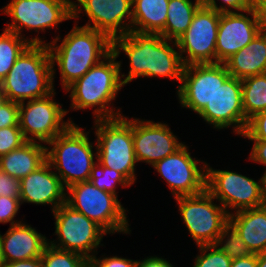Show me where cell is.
<instances>
[{"instance_id":"obj_1","label":"cell","mask_w":266,"mask_h":267,"mask_svg":"<svg viewBox=\"0 0 266 267\" xmlns=\"http://www.w3.org/2000/svg\"><path fill=\"white\" fill-rule=\"evenodd\" d=\"M117 48L123 49L130 59L131 69L121 81L123 85L139 76H163L181 82L185 67L183 57L160 34L130 30L112 40V49Z\"/></svg>"},{"instance_id":"obj_2","label":"cell","mask_w":266,"mask_h":267,"mask_svg":"<svg viewBox=\"0 0 266 267\" xmlns=\"http://www.w3.org/2000/svg\"><path fill=\"white\" fill-rule=\"evenodd\" d=\"M53 71L48 44H30L0 82L4 98L21 103L50 95Z\"/></svg>"},{"instance_id":"obj_3","label":"cell","mask_w":266,"mask_h":267,"mask_svg":"<svg viewBox=\"0 0 266 267\" xmlns=\"http://www.w3.org/2000/svg\"><path fill=\"white\" fill-rule=\"evenodd\" d=\"M48 48L52 64L55 60L58 63L66 89L98 64L99 57L105 58L112 51V41L105 34L83 26L74 27L55 50L51 45Z\"/></svg>"},{"instance_id":"obj_4","label":"cell","mask_w":266,"mask_h":267,"mask_svg":"<svg viewBox=\"0 0 266 267\" xmlns=\"http://www.w3.org/2000/svg\"><path fill=\"white\" fill-rule=\"evenodd\" d=\"M118 54L119 49H112L105 57L110 59L108 63L100 61L66 88V90L72 89L70 96L72 107L84 109L100 105V108L95 110L98 119H111L116 116L117 113L114 115L105 104L113 100L117 91L123 86L119 76L120 63L114 61Z\"/></svg>"},{"instance_id":"obj_5","label":"cell","mask_w":266,"mask_h":267,"mask_svg":"<svg viewBox=\"0 0 266 267\" xmlns=\"http://www.w3.org/2000/svg\"><path fill=\"white\" fill-rule=\"evenodd\" d=\"M47 144L54 145L50 151L47 148V162L58 170L66 187L89 180L95 162L93 147L84 131L72 123Z\"/></svg>"},{"instance_id":"obj_6","label":"cell","mask_w":266,"mask_h":267,"mask_svg":"<svg viewBox=\"0 0 266 267\" xmlns=\"http://www.w3.org/2000/svg\"><path fill=\"white\" fill-rule=\"evenodd\" d=\"M119 113L115 118L97 119V157L102 166L121 173L131 184L135 181L137 161L132 137V121Z\"/></svg>"},{"instance_id":"obj_7","label":"cell","mask_w":266,"mask_h":267,"mask_svg":"<svg viewBox=\"0 0 266 267\" xmlns=\"http://www.w3.org/2000/svg\"><path fill=\"white\" fill-rule=\"evenodd\" d=\"M207 191L192 196L177 197L184 222L198 246L221 244L228 234V217L224 207L212 203Z\"/></svg>"},{"instance_id":"obj_8","label":"cell","mask_w":266,"mask_h":267,"mask_svg":"<svg viewBox=\"0 0 266 267\" xmlns=\"http://www.w3.org/2000/svg\"><path fill=\"white\" fill-rule=\"evenodd\" d=\"M72 198L66 204L96 222L106 232L128 231L125 210L117 196L100 190L91 182H78L67 187Z\"/></svg>"},{"instance_id":"obj_9","label":"cell","mask_w":266,"mask_h":267,"mask_svg":"<svg viewBox=\"0 0 266 267\" xmlns=\"http://www.w3.org/2000/svg\"><path fill=\"white\" fill-rule=\"evenodd\" d=\"M4 11L13 17L6 30L19 35L22 27L45 30L64 20L78 18L76 14L81 10L69 0H12Z\"/></svg>"},{"instance_id":"obj_10","label":"cell","mask_w":266,"mask_h":267,"mask_svg":"<svg viewBox=\"0 0 266 267\" xmlns=\"http://www.w3.org/2000/svg\"><path fill=\"white\" fill-rule=\"evenodd\" d=\"M53 212L56 218L55 233L58 234L62 247H57L54 243L51 246L78 253L90 260L92 255L90 256L88 252L100 244L101 236L107 232L96 222L66 203L61 204Z\"/></svg>"},{"instance_id":"obj_11","label":"cell","mask_w":266,"mask_h":267,"mask_svg":"<svg viewBox=\"0 0 266 267\" xmlns=\"http://www.w3.org/2000/svg\"><path fill=\"white\" fill-rule=\"evenodd\" d=\"M219 19L220 12L203 5L196 11L187 31L174 43L181 53H188V56L182 59L185 66L215 63L212 58L216 59Z\"/></svg>"},{"instance_id":"obj_12","label":"cell","mask_w":266,"mask_h":267,"mask_svg":"<svg viewBox=\"0 0 266 267\" xmlns=\"http://www.w3.org/2000/svg\"><path fill=\"white\" fill-rule=\"evenodd\" d=\"M206 190L221 201L222 207L240 208L238 211L265 205L263 184L243 175L216 171L206 167Z\"/></svg>"},{"instance_id":"obj_13","label":"cell","mask_w":266,"mask_h":267,"mask_svg":"<svg viewBox=\"0 0 266 267\" xmlns=\"http://www.w3.org/2000/svg\"><path fill=\"white\" fill-rule=\"evenodd\" d=\"M229 77L224 63L186 65L181 80L183 85L178 90L181 104L199 113L212 100L219 85Z\"/></svg>"},{"instance_id":"obj_14","label":"cell","mask_w":266,"mask_h":267,"mask_svg":"<svg viewBox=\"0 0 266 267\" xmlns=\"http://www.w3.org/2000/svg\"><path fill=\"white\" fill-rule=\"evenodd\" d=\"M52 94L53 92L46 97L29 100L26 108L24 102L19 103V127L26 141L35 140L27 136L31 133L40 141L48 143L72 124L62 123L59 127L67 112L52 100Z\"/></svg>"},{"instance_id":"obj_15","label":"cell","mask_w":266,"mask_h":267,"mask_svg":"<svg viewBox=\"0 0 266 267\" xmlns=\"http://www.w3.org/2000/svg\"><path fill=\"white\" fill-rule=\"evenodd\" d=\"M196 162L187 152V147L182 145L152 166L167 180L177 198L197 195L206 190L207 174L198 169Z\"/></svg>"},{"instance_id":"obj_16","label":"cell","mask_w":266,"mask_h":267,"mask_svg":"<svg viewBox=\"0 0 266 267\" xmlns=\"http://www.w3.org/2000/svg\"><path fill=\"white\" fill-rule=\"evenodd\" d=\"M198 114L219 129L235 123V131L243 134L248 120L243 111L241 79L230 76Z\"/></svg>"},{"instance_id":"obj_17","label":"cell","mask_w":266,"mask_h":267,"mask_svg":"<svg viewBox=\"0 0 266 267\" xmlns=\"http://www.w3.org/2000/svg\"><path fill=\"white\" fill-rule=\"evenodd\" d=\"M246 12L252 15L253 20L232 11L220 13L215 63H224L261 32L257 9L252 8Z\"/></svg>"},{"instance_id":"obj_18","label":"cell","mask_w":266,"mask_h":267,"mask_svg":"<svg viewBox=\"0 0 266 267\" xmlns=\"http://www.w3.org/2000/svg\"><path fill=\"white\" fill-rule=\"evenodd\" d=\"M227 241L236 251L252 254L266 252V205L229 214Z\"/></svg>"},{"instance_id":"obj_19","label":"cell","mask_w":266,"mask_h":267,"mask_svg":"<svg viewBox=\"0 0 266 267\" xmlns=\"http://www.w3.org/2000/svg\"><path fill=\"white\" fill-rule=\"evenodd\" d=\"M132 137L137 161L154 165L173 154L183 144L170 132L167 125L151 121L132 120Z\"/></svg>"},{"instance_id":"obj_20","label":"cell","mask_w":266,"mask_h":267,"mask_svg":"<svg viewBox=\"0 0 266 267\" xmlns=\"http://www.w3.org/2000/svg\"><path fill=\"white\" fill-rule=\"evenodd\" d=\"M86 14L93 22L94 26L89 24L84 27L92 28L105 34L111 41L119 36L129 33L130 27L125 29L121 27L123 18L132 16V0H77ZM119 27V28H117Z\"/></svg>"},{"instance_id":"obj_21","label":"cell","mask_w":266,"mask_h":267,"mask_svg":"<svg viewBox=\"0 0 266 267\" xmlns=\"http://www.w3.org/2000/svg\"><path fill=\"white\" fill-rule=\"evenodd\" d=\"M46 161L35 171L20 180V200L36 204H54L53 211L66 203L64 184L58 175L50 172ZM57 199L59 202H57Z\"/></svg>"},{"instance_id":"obj_22","label":"cell","mask_w":266,"mask_h":267,"mask_svg":"<svg viewBox=\"0 0 266 267\" xmlns=\"http://www.w3.org/2000/svg\"><path fill=\"white\" fill-rule=\"evenodd\" d=\"M1 247L5 262L28 260L41 257L48 244L46 238L35 229L12 221L6 235L1 236Z\"/></svg>"},{"instance_id":"obj_23","label":"cell","mask_w":266,"mask_h":267,"mask_svg":"<svg viewBox=\"0 0 266 267\" xmlns=\"http://www.w3.org/2000/svg\"><path fill=\"white\" fill-rule=\"evenodd\" d=\"M230 76L237 79L266 73V33L260 32L247 46L224 62Z\"/></svg>"},{"instance_id":"obj_24","label":"cell","mask_w":266,"mask_h":267,"mask_svg":"<svg viewBox=\"0 0 266 267\" xmlns=\"http://www.w3.org/2000/svg\"><path fill=\"white\" fill-rule=\"evenodd\" d=\"M46 151L47 147L26 141L19 148L0 156V172L21 180L47 161Z\"/></svg>"},{"instance_id":"obj_25","label":"cell","mask_w":266,"mask_h":267,"mask_svg":"<svg viewBox=\"0 0 266 267\" xmlns=\"http://www.w3.org/2000/svg\"><path fill=\"white\" fill-rule=\"evenodd\" d=\"M169 0H132L131 23L140 25V29L130 30L140 33L160 34L166 24Z\"/></svg>"},{"instance_id":"obj_26","label":"cell","mask_w":266,"mask_h":267,"mask_svg":"<svg viewBox=\"0 0 266 267\" xmlns=\"http://www.w3.org/2000/svg\"><path fill=\"white\" fill-rule=\"evenodd\" d=\"M201 6V0H196L194 5L190 0H169L165 28L160 35L167 40L174 38L176 41L187 31L196 11Z\"/></svg>"},{"instance_id":"obj_27","label":"cell","mask_w":266,"mask_h":267,"mask_svg":"<svg viewBox=\"0 0 266 267\" xmlns=\"http://www.w3.org/2000/svg\"><path fill=\"white\" fill-rule=\"evenodd\" d=\"M243 111L249 120L266 110V73L246 77L241 80Z\"/></svg>"},{"instance_id":"obj_28","label":"cell","mask_w":266,"mask_h":267,"mask_svg":"<svg viewBox=\"0 0 266 267\" xmlns=\"http://www.w3.org/2000/svg\"><path fill=\"white\" fill-rule=\"evenodd\" d=\"M19 35L5 29L0 35V82L11 70L17 58L30 44H42L38 38L30 41L19 39Z\"/></svg>"},{"instance_id":"obj_29","label":"cell","mask_w":266,"mask_h":267,"mask_svg":"<svg viewBox=\"0 0 266 267\" xmlns=\"http://www.w3.org/2000/svg\"><path fill=\"white\" fill-rule=\"evenodd\" d=\"M217 246L219 245H200L204 255L197 257L194 267H230L234 254L233 246L228 241L220 248ZM209 249L212 251L206 254Z\"/></svg>"},{"instance_id":"obj_30","label":"cell","mask_w":266,"mask_h":267,"mask_svg":"<svg viewBox=\"0 0 266 267\" xmlns=\"http://www.w3.org/2000/svg\"><path fill=\"white\" fill-rule=\"evenodd\" d=\"M87 262L88 259L78 253L61 250L49 244L41 256L43 267H84Z\"/></svg>"},{"instance_id":"obj_31","label":"cell","mask_w":266,"mask_h":267,"mask_svg":"<svg viewBox=\"0 0 266 267\" xmlns=\"http://www.w3.org/2000/svg\"><path fill=\"white\" fill-rule=\"evenodd\" d=\"M96 168H98V166H96L94 164L88 181L91 182L95 187L99 188L100 190H103V191L109 192L113 195H116L115 188L113 186L114 182L115 183L119 182V183L123 184V186L132 185L121 173H119L116 170L107 168V167L102 166V165H101L102 170L101 169L97 170ZM100 170H101V173L103 171V173H104L103 176H105V179H103L104 177H101L102 174H101V176H99L98 173L100 172Z\"/></svg>"},{"instance_id":"obj_32","label":"cell","mask_w":266,"mask_h":267,"mask_svg":"<svg viewBox=\"0 0 266 267\" xmlns=\"http://www.w3.org/2000/svg\"><path fill=\"white\" fill-rule=\"evenodd\" d=\"M26 142L19 126L0 129V156L19 148Z\"/></svg>"},{"instance_id":"obj_33","label":"cell","mask_w":266,"mask_h":267,"mask_svg":"<svg viewBox=\"0 0 266 267\" xmlns=\"http://www.w3.org/2000/svg\"><path fill=\"white\" fill-rule=\"evenodd\" d=\"M254 141L266 142V110L248 120L246 129L242 134Z\"/></svg>"},{"instance_id":"obj_34","label":"cell","mask_w":266,"mask_h":267,"mask_svg":"<svg viewBox=\"0 0 266 267\" xmlns=\"http://www.w3.org/2000/svg\"><path fill=\"white\" fill-rule=\"evenodd\" d=\"M19 126V103L4 99L0 103V129Z\"/></svg>"},{"instance_id":"obj_35","label":"cell","mask_w":266,"mask_h":267,"mask_svg":"<svg viewBox=\"0 0 266 267\" xmlns=\"http://www.w3.org/2000/svg\"><path fill=\"white\" fill-rule=\"evenodd\" d=\"M229 7L246 12L249 9L255 8L256 0H223ZM203 6L216 10L217 12H230V9L221 6L217 7L215 0H201Z\"/></svg>"},{"instance_id":"obj_36","label":"cell","mask_w":266,"mask_h":267,"mask_svg":"<svg viewBox=\"0 0 266 267\" xmlns=\"http://www.w3.org/2000/svg\"><path fill=\"white\" fill-rule=\"evenodd\" d=\"M20 198H12L0 195V222L7 223L12 221L16 215L19 206Z\"/></svg>"},{"instance_id":"obj_37","label":"cell","mask_w":266,"mask_h":267,"mask_svg":"<svg viewBox=\"0 0 266 267\" xmlns=\"http://www.w3.org/2000/svg\"><path fill=\"white\" fill-rule=\"evenodd\" d=\"M0 195L20 198V180L0 172Z\"/></svg>"},{"instance_id":"obj_38","label":"cell","mask_w":266,"mask_h":267,"mask_svg":"<svg viewBox=\"0 0 266 267\" xmlns=\"http://www.w3.org/2000/svg\"><path fill=\"white\" fill-rule=\"evenodd\" d=\"M90 261L96 267H137L138 261L132 262V260L118 258V257H111V258H103V260L95 259L93 256Z\"/></svg>"},{"instance_id":"obj_39","label":"cell","mask_w":266,"mask_h":267,"mask_svg":"<svg viewBox=\"0 0 266 267\" xmlns=\"http://www.w3.org/2000/svg\"><path fill=\"white\" fill-rule=\"evenodd\" d=\"M230 267H257V254L239 252L234 249Z\"/></svg>"},{"instance_id":"obj_40","label":"cell","mask_w":266,"mask_h":267,"mask_svg":"<svg viewBox=\"0 0 266 267\" xmlns=\"http://www.w3.org/2000/svg\"><path fill=\"white\" fill-rule=\"evenodd\" d=\"M251 159L255 162L266 165V142L255 141L253 150L251 152Z\"/></svg>"},{"instance_id":"obj_41","label":"cell","mask_w":266,"mask_h":267,"mask_svg":"<svg viewBox=\"0 0 266 267\" xmlns=\"http://www.w3.org/2000/svg\"><path fill=\"white\" fill-rule=\"evenodd\" d=\"M5 267H43L41 257L28 260L5 262Z\"/></svg>"},{"instance_id":"obj_42","label":"cell","mask_w":266,"mask_h":267,"mask_svg":"<svg viewBox=\"0 0 266 267\" xmlns=\"http://www.w3.org/2000/svg\"><path fill=\"white\" fill-rule=\"evenodd\" d=\"M255 8L258 12L261 32L266 33V0H256Z\"/></svg>"},{"instance_id":"obj_43","label":"cell","mask_w":266,"mask_h":267,"mask_svg":"<svg viewBox=\"0 0 266 267\" xmlns=\"http://www.w3.org/2000/svg\"><path fill=\"white\" fill-rule=\"evenodd\" d=\"M137 267H172V265L162 258L151 257L138 262Z\"/></svg>"},{"instance_id":"obj_44","label":"cell","mask_w":266,"mask_h":267,"mask_svg":"<svg viewBox=\"0 0 266 267\" xmlns=\"http://www.w3.org/2000/svg\"><path fill=\"white\" fill-rule=\"evenodd\" d=\"M257 267H266V252L257 254Z\"/></svg>"},{"instance_id":"obj_45","label":"cell","mask_w":266,"mask_h":267,"mask_svg":"<svg viewBox=\"0 0 266 267\" xmlns=\"http://www.w3.org/2000/svg\"><path fill=\"white\" fill-rule=\"evenodd\" d=\"M261 183L263 184V196H264V202L266 205V172H265L264 176L261 178L260 184Z\"/></svg>"},{"instance_id":"obj_46","label":"cell","mask_w":266,"mask_h":267,"mask_svg":"<svg viewBox=\"0 0 266 267\" xmlns=\"http://www.w3.org/2000/svg\"><path fill=\"white\" fill-rule=\"evenodd\" d=\"M0 267H5V260L2 253L1 238H0Z\"/></svg>"},{"instance_id":"obj_47","label":"cell","mask_w":266,"mask_h":267,"mask_svg":"<svg viewBox=\"0 0 266 267\" xmlns=\"http://www.w3.org/2000/svg\"><path fill=\"white\" fill-rule=\"evenodd\" d=\"M84 267H96L90 260L84 265Z\"/></svg>"},{"instance_id":"obj_48","label":"cell","mask_w":266,"mask_h":267,"mask_svg":"<svg viewBox=\"0 0 266 267\" xmlns=\"http://www.w3.org/2000/svg\"><path fill=\"white\" fill-rule=\"evenodd\" d=\"M4 94L2 92V88H1V85H0V103L4 100Z\"/></svg>"}]
</instances>
